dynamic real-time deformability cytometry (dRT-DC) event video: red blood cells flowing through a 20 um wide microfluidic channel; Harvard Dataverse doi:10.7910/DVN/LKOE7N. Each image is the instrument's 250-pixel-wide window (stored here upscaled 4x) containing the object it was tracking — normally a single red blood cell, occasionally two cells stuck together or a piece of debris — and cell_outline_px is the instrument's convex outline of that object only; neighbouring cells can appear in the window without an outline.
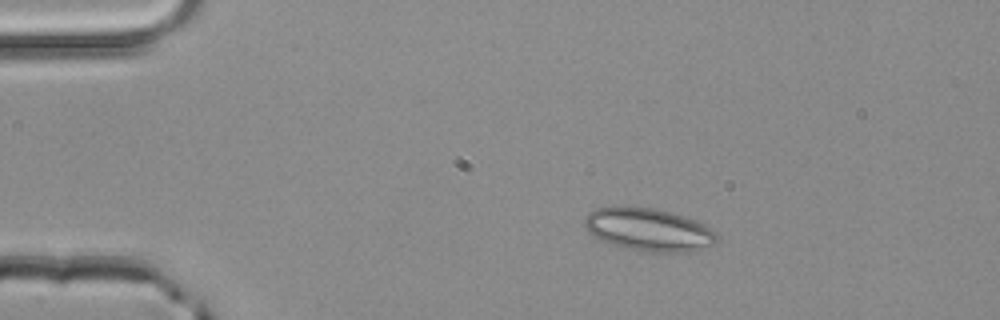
{"species": "common noctule bat (a hibernating species)", "species_latin": "Nyctalus noctula", "temperature_condition": "room temperature", "stored_images_in_passage": 2, "camera_frame_rate_fps": 3000, "um_per_image_px": 0.085, "animal": {"sex": "male", "body_mass_g": 20.4}, "frame": {"image": 1, "passage_image": 1, "time_ms": 0.0, "image_size_px": [1000, 320], "cell_outline_px": [[720, 236], [716, 244], [708, 248], [688, 252], [648, 252], [628, 248], [612, 244], [600, 240], [588, 232], [584, 224], [584, 216], [588, 212], [596, 208], [612, 204], [656, 208], [672, 212], [696, 220]], "centroid_in_image_um": [55.11, 19.49], "position_along_channel_um": 29.9, "area_um2": 33.81}}